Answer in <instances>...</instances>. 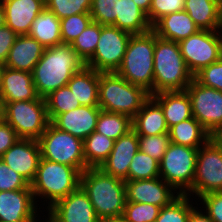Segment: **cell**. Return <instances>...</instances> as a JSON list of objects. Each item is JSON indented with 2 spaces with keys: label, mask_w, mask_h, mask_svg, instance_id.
I'll return each mask as SVG.
<instances>
[{
  "label": "cell",
  "mask_w": 222,
  "mask_h": 222,
  "mask_svg": "<svg viewBox=\"0 0 222 222\" xmlns=\"http://www.w3.org/2000/svg\"><path fill=\"white\" fill-rule=\"evenodd\" d=\"M92 21L90 13L76 14L60 19L62 43L71 44Z\"/></svg>",
  "instance_id": "obj_38"
},
{
  "label": "cell",
  "mask_w": 222,
  "mask_h": 222,
  "mask_svg": "<svg viewBox=\"0 0 222 222\" xmlns=\"http://www.w3.org/2000/svg\"><path fill=\"white\" fill-rule=\"evenodd\" d=\"M6 25L5 23V11L3 8L2 1L0 0V27Z\"/></svg>",
  "instance_id": "obj_52"
},
{
  "label": "cell",
  "mask_w": 222,
  "mask_h": 222,
  "mask_svg": "<svg viewBox=\"0 0 222 222\" xmlns=\"http://www.w3.org/2000/svg\"><path fill=\"white\" fill-rule=\"evenodd\" d=\"M5 23L18 36L28 35L34 19L45 8V0H1Z\"/></svg>",
  "instance_id": "obj_19"
},
{
  "label": "cell",
  "mask_w": 222,
  "mask_h": 222,
  "mask_svg": "<svg viewBox=\"0 0 222 222\" xmlns=\"http://www.w3.org/2000/svg\"><path fill=\"white\" fill-rule=\"evenodd\" d=\"M39 98L31 72L3 66L0 102L28 101Z\"/></svg>",
  "instance_id": "obj_21"
},
{
  "label": "cell",
  "mask_w": 222,
  "mask_h": 222,
  "mask_svg": "<svg viewBox=\"0 0 222 222\" xmlns=\"http://www.w3.org/2000/svg\"><path fill=\"white\" fill-rule=\"evenodd\" d=\"M151 97L161 106L168 128L193 117L191 100L186 90L164 91Z\"/></svg>",
  "instance_id": "obj_23"
},
{
  "label": "cell",
  "mask_w": 222,
  "mask_h": 222,
  "mask_svg": "<svg viewBox=\"0 0 222 222\" xmlns=\"http://www.w3.org/2000/svg\"><path fill=\"white\" fill-rule=\"evenodd\" d=\"M115 140L96 131L83 140V153L86 165L100 167L113 149Z\"/></svg>",
  "instance_id": "obj_31"
},
{
  "label": "cell",
  "mask_w": 222,
  "mask_h": 222,
  "mask_svg": "<svg viewBox=\"0 0 222 222\" xmlns=\"http://www.w3.org/2000/svg\"><path fill=\"white\" fill-rule=\"evenodd\" d=\"M31 189L30 183L0 159V191Z\"/></svg>",
  "instance_id": "obj_42"
},
{
  "label": "cell",
  "mask_w": 222,
  "mask_h": 222,
  "mask_svg": "<svg viewBox=\"0 0 222 222\" xmlns=\"http://www.w3.org/2000/svg\"><path fill=\"white\" fill-rule=\"evenodd\" d=\"M80 186L87 193L98 218L122 216L126 204L125 181L99 167L85 169Z\"/></svg>",
  "instance_id": "obj_2"
},
{
  "label": "cell",
  "mask_w": 222,
  "mask_h": 222,
  "mask_svg": "<svg viewBox=\"0 0 222 222\" xmlns=\"http://www.w3.org/2000/svg\"><path fill=\"white\" fill-rule=\"evenodd\" d=\"M97 222H125L123 216L117 217H101L97 219Z\"/></svg>",
  "instance_id": "obj_50"
},
{
  "label": "cell",
  "mask_w": 222,
  "mask_h": 222,
  "mask_svg": "<svg viewBox=\"0 0 222 222\" xmlns=\"http://www.w3.org/2000/svg\"><path fill=\"white\" fill-rule=\"evenodd\" d=\"M132 129L138 136L169 133L163 110L151 96L132 118Z\"/></svg>",
  "instance_id": "obj_24"
},
{
  "label": "cell",
  "mask_w": 222,
  "mask_h": 222,
  "mask_svg": "<svg viewBox=\"0 0 222 222\" xmlns=\"http://www.w3.org/2000/svg\"><path fill=\"white\" fill-rule=\"evenodd\" d=\"M185 90L191 100L192 116L212 135L222 124V92L195 79Z\"/></svg>",
  "instance_id": "obj_13"
},
{
  "label": "cell",
  "mask_w": 222,
  "mask_h": 222,
  "mask_svg": "<svg viewBox=\"0 0 222 222\" xmlns=\"http://www.w3.org/2000/svg\"><path fill=\"white\" fill-rule=\"evenodd\" d=\"M194 79L203 86L222 92V58L194 75Z\"/></svg>",
  "instance_id": "obj_43"
},
{
  "label": "cell",
  "mask_w": 222,
  "mask_h": 222,
  "mask_svg": "<svg viewBox=\"0 0 222 222\" xmlns=\"http://www.w3.org/2000/svg\"><path fill=\"white\" fill-rule=\"evenodd\" d=\"M211 138L217 143H222V124L211 135Z\"/></svg>",
  "instance_id": "obj_51"
},
{
  "label": "cell",
  "mask_w": 222,
  "mask_h": 222,
  "mask_svg": "<svg viewBox=\"0 0 222 222\" xmlns=\"http://www.w3.org/2000/svg\"><path fill=\"white\" fill-rule=\"evenodd\" d=\"M131 34L112 25H101V34L86 67L100 73L116 72L122 64Z\"/></svg>",
  "instance_id": "obj_11"
},
{
  "label": "cell",
  "mask_w": 222,
  "mask_h": 222,
  "mask_svg": "<svg viewBox=\"0 0 222 222\" xmlns=\"http://www.w3.org/2000/svg\"><path fill=\"white\" fill-rule=\"evenodd\" d=\"M155 32L131 35L121 66L116 73L153 95Z\"/></svg>",
  "instance_id": "obj_5"
},
{
  "label": "cell",
  "mask_w": 222,
  "mask_h": 222,
  "mask_svg": "<svg viewBox=\"0 0 222 222\" xmlns=\"http://www.w3.org/2000/svg\"><path fill=\"white\" fill-rule=\"evenodd\" d=\"M67 85L80 105L99 107V72L84 66Z\"/></svg>",
  "instance_id": "obj_27"
},
{
  "label": "cell",
  "mask_w": 222,
  "mask_h": 222,
  "mask_svg": "<svg viewBox=\"0 0 222 222\" xmlns=\"http://www.w3.org/2000/svg\"><path fill=\"white\" fill-rule=\"evenodd\" d=\"M184 6L185 0H152L147 17L153 26L163 16L183 11Z\"/></svg>",
  "instance_id": "obj_44"
},
{
  "label": "cell",
  "mask_w": 222,
  "mask_h": 222,
  "mask_svg": "<svg viewBox=\"0 0 222 222\" xmlns=\"http://www.w3.org/2000/svg\"><path fill=\"white\" fill-rule=\"evenodd\" d=\"M126 202L148 203L164 207L180 194L161 177L125 181Z\"/></svg>",
  "instance_id": "obj_14"
},
{
  "label": "cell",
  "mask_w": 222,
  "mask_h": 222,
  "mask_svg": "<svg viewBox=\"0 0 222 222\" xmlns=\"http://www.w3.org/2000/svg\"><path fill=\"white\" fill-rule=\"evenodd\" d=\"M181 54L193 76L222 58L221 39L216 31L199 30L178 42Z\"/></svg>",
  "instance_id": "obj_12"
},
{
  "label": "cell",
  "mask_w": 222,
  "mask_h": 222,
  "mask_svg": "<svg viewBox=\"0 0 222 222\" xmlns=\"http://www.w3.org/2000/svg\"><path fill=\"white\" fill-rule=\"evenodd\" d=\"M100 107L81 105L79 108L58 114L51 123L58 129L82 140L96 130Z\"/></svg>",
  "instance_id": "obj_20"
},
{
  "label": "cell",
  "mask_w": 222,
  "mask_h": 222,
  "mask_svg": "<svg viewBox=\"0 0 222 222\" xmlns=\"http://www.w3.org/2000/svg\"><path fill=\"white\" fill-rule=\"evenodd\" d=\"M133 1L147 15L149 14V10H150L151 4H152V0H133Z\"/></svg>",
  "instance_id": "obj_49"
},
{
  "label": "cell",
  "mask_w": 222,
  "mask_h": 222,
  "mask_svg": "<svg viewBox=\"0 0 222 222\" xmlns=\"http://www.w3.org/2000/svg\"><path fill=\"white\" fill-rule=\"evenodd\" d=\"M2 118L23 139L38 140L50 123L44 98L0 102Z\"/></svg>",
  "instance_id": "obj_7"
},
{
  "label": "cell",
  "mask_w": 222,
  "mask_h": 222,
  "mask_svg": "<svg viewBox=\"0 0 222 222\" xmlns=\"http://www.w3.org/2000/svg\"><path fill=\"white\" fill-rule=\"evenodd\" d=\"M170 142L199 149L210 138L211 134L192 117L169 128Z\"/></svg>",
  "instance_id": "obj_29"
},
{
  "label": "cell",
  "mask_w": 222,
  "mask_h": 222,
  "mask_svg": "<svg viewBox=\"0 0 222 222\" xmlns=\"http://www.w3.org/2000/svg\"><path fill=\"white\" fill-rule=\"evenodd\" d=\"M138 142L140 151L160 162L170 143L169 133L138 136Z\"/></svg>",
  "instance_id": "obj_41"
},
{
  "label": "cell",
  "mask_w": 222,
  "mask_h": 222,
  "mask_svg": "<svg viewBox=\"0 0 222 222\" xmlns=\"http://www.w3.org/2000/svg\"><path fill=\"white\" fill-rule=\"evenodd\" d=\"M80 176L81 173L72 166L40 158L37 174L30 184L36 204L40 197L43 199L40 203L48 204L47 211L80 186Z\"/></svg>",
  "instance_id": "obj_4"
},
{
  "label": "cell",
  "mask_w": 222,
  "mask_h": 222,
  "mask_svg": "<svg viewBox=\"0 0 222 222\" xmlns=\"http://www.w3.org/2000/svg\"><path fill=\"white\" fill-rule=\"evenodd\" d=\"M161 207L148 203L126 202L123 218L125 222H155Z\"/></svg>",
  "instance_id": "obj_39"
},
{
  "label": "cell",
  "mask_w": 222,
  "mask_h": 222,
  "mask_svg": "<svg viewBox=\"0 0 222 222\" xmlns=\"http://www.w3.org/2000/svg\"><path fill=\"white\" fill-rule=\"evenodd\" d=\"M218 33H219V36H220V39H221V48H222V22H221V25L219 27Z\"/></svg>",
  "instance_id": "obj_54"
},
{
  "label": "cell",
  "mask_w": 222,
  "mask_h": 222,
  "mask_svg": "<svg viewBox=\"0 0 222 222\" xmlns=\"http://www.w3.org/2000/svg\"><path fill=\"white\" fill-rule=\"evenodd\" d=\"M58 222H97V215L87 193L79 186L75 191L50 207Z\"/></svg>",
  "instance_id": "obj_16"
},
{
  "label": "cell",
  "mask_w": 222,
  "mask_h": 222,
  "mask_svg": "<svg viewBox=\"0 0 222 222\" xmlns=\"http://www.w3.org/2000/svg\"><path fill=\"white\" fill-rule=\"evenodd\" d=\"M150 93L133 85L116 72H99V107L101 110L128 115L131 119L150 98Z\"/></svg>",
  "instance_id": "obj_6"
},
{
  "label": "cell",
  "mask_w": 222,
  "mask_h": 222,
  "mask_svg": "<svg viewBox=\"0 0 222 222\" xmlns=\"http://www.w3.org/2000/svg\"><path fill=\"white\" fill-rule=\"evenodd\" d=\"M2 70H3V65L0 64V90H1Z\"/></svg>",
  "instance_id": "obj_55"
},
{
  "label": "cell",
  "mask_w": 222,
  "mask_h": 222,
  "mask_svg": "<svg viewBox=\"0 0 222 222\" xmlns=\"http://www.w3.org/2000/svg\"><path fill=\"white\" fill-rule=\"evenodd\" d=\"M131 129L132 119L128 115L101 110L95 131L117 140Z\"/></svg>",
  "instance_id": "obj_32"
},
{
  "label": "cell",
  "mask_w": 222,
  "mask_h": 222,
  "mask_svg": "<svg viewBox=\"0 0 222 222\" xmlns=\"http://www.w3.org/2000/svg\"><path fill=\"white\" fill-rule=\"evenodd\" d=\"M188 195H179L169 205L160 209L155 222H188L190 212L196 207Z\"/></svg>",
  "instance_id": "obj_36"
},
{
  "label": "cell",
  "mask_w": 222,
  "mask_h": 222,
  "mask_svg": "<svg viewBox=\"0 0 222 222\" xmlns=\"http://www.w3.org/2000/svg\"><path fill=\"white\" fill-rule=\"evenodd\" d=\"M18 35L8 26L0 27V64L4 66L11 47Z\"/></svg>",
  "instance_id": "obj_46"
},
{
  "label": "cell",
  "mask_w": 222,
  "mask_h": 222,
  "mask_svg": "<svg viewBox=\"0 0 222 222\" xmlns=\"http://www.w3.org/2000/svg\"><path fill=\"white\" fill-rule=\"evenodd\" d=\"M48 218L43 220V222H58L54 217L53 215H51L49 212H48ZM39 219L35 217V219L33 220V222H37ZM39 222H42V221H39Z\"/></svg>",
  "instance_id": "obj_53"
},
{
  "label": "cell",
  "mask_w": 222,
  "mask_h": 222,
  "mask_svg": "<svg viewBox=\"0 0 222 222\" xmlns=\"http://www.w3.org/2000/svg\"><path fill=\"white\" fill-rule=\"evenodd\" d=\"M204 206L202 208L213 222H222V191L210 192L197 198Z\"/></svg>",
  "instance_id": "obj_45"
},
{
  "label": "cell",
  "mask_w": 222,
  "mask_h": 222,
  "mask_svg": "<svg viewBox=\"0 0 222 222\" xmlns=\"http://www.w3.org/2000/svg\"><path fill=\"white\" fill-rule=\"evenodd\" d=\"M41 150L38 140L19 138L1 157L5 164L30 184L37 174Z\"/></svg>",
  "instance_id": "obj_15"
},
{
  "label": "cell",
  "mask_w": 222,
  "mask_h": 222,
  "mask_svg": "<svg viewBox=\"0 0 222 222\" xmlns=\"http://www.w3.org/2000/svg\"><path fill=\"white\" fill-rule=\"evenodd\" d=\"M101 34V25L91 22L86 29L70 44L77 56L86 63L94 54Z\"/></svg>",
  "instance_id": "obj_35"
},
{
  "label": "cell",
  "mask_w": 222,
  "mask_h": 222,
  "mask_svg": "<svg viewBox=\"0 0 222 222\" xmlns=\"http://www.w3.org/2000/svg\"><path fill=\"white\" fill-rule=\"evenodd\" d=\"M197 153V148L170 142L159 162L160 177L180 195H186L192 188Z\"/></svg>",
  "instance_id": "obj_8"
},
{
  "label": "cell",
  "mask_w": 222,
  "mask_h": 222,
  "mask_svg": "<svg viewBox=\"0 0 222 222\" xmlns=\"http://www.w3.org/2000/svg\"><path fill=\"white\" fill-rule=\"evenodd\" d=\"M118 14V0H92L90 16L100 25L115 26Z\"/></svg>",
  "instance_id": "obj_40"
},
{
  "label": "cell",
  "mask_w": 222,
  "mask_h": 222,
  "mask_svg": "<svg viewBox=\"0 0 222 222\" xmlns=\"http://www.w3.org/2000/svg\"><path fill=\"white\" fill-rule=\"evenodd\" d=\"M41 158L72 166L80 173L89 168L83 153V140L62 131L51 122L38 139Z\"/></svg>",
  "instance_id": "obj_9"
},
{
  "label": "cell",
  "mask_w": 222,
  "mask_h": 222,
  "mask_svg": "<svg viewBox=\"0 0 222 222\" xmlns=\"http://www.w3.org/2000/svg\"><path fill=\"white\" fill-rule=\"evenodd\" d=\"M37 209L31 189L0 191V222H33Z\"/></svg>",
  "instance_id": "obj_17"
},
{
  "label": "cell",
  "mask_w": 222,
  "mask_h": 222,
  "mask_svg": "<svg viewBox=\"0 0 222 222\" xmlns=\"http://www.w3.org/2000/svg\"><path fill=\"white\" fill-rule=\"evenodd\" d=\"M84 66L85 63L70 44L61 43L45 48L32 72L39 97L45 99L53 91L67 85Z\"/></svg>",
  "instance_id": "obj_1"
},
{
  "label": "cell",
  "mask_w": 222,
  "mask_h": 222,
  "mask_svg": "<svg viewBox=\"0 0 222 222\" xmlns=\"http://www.w3.org/2000/svg\"><path fill=\"white\" fill-rule=\"evenodd\" d=\"M45 101L50 122L58 114L68 112L81 106L68 85L53 91L45 98Z\"/></svg>",
  "instance_id": "obj_33"
},
{
  "label": "cell",
  "mask_w": 222,
  "mask_h": 222,
  "mask_svg": "<svg viewBox=\"0 0 222 222\" xmlns=\"http://www.w3.org/2000/svg\"><path fill=\"white\" fill-rule=\"evenodd\" d=\"M46 8L59 19L83 13H90L92 0H45Z\"/></svg>",
  "instance_id": "obj_37"
},
{
  "label": "cell",
  "mask_w": 222,
  "mask_h": 222,
  "mask_svg": "<svg viewBox=\"0 0 222 222\" xmlns=\"http://www.w3.org/2000/svg\"><path fill=\"white\" fill-rule=\"evenodd\" d=\"M153 70V94L183 91L194 79L184 61L178 42L161 38L156 33Z\"/></svg>",
  "instance_id": "obj_3"
},
{
  "label": "cell",
  "mask_w": 222,
  "mask_h": 222,
  "mask_svg": "<svg viewBox=\"0 0 222 222\" xmlns=\"http://www.w3.org/2000/svg\"><path fill=\"white\" fill-rule=\"evenodd\" d=\"M115 27L131 35L143 34L152 29L147 14L133 0H118Z\"/></svg>",
  "instance_id": "obj_28"
},
{
  "label": "cell",
  "mask_w": 222,
  "mask_h": 222,
  "mask_svg": "<svg viewBox=\"0 0 222 222\" xmlns=\"http://www.w3.org/2000/svg\"><path fill=\"white\" fill-rule=\"evenodd\" d=\"M19 139L15 130L3 119H0V157Z\"/></svg>",
  "instance_id": "obj_47"
},
{
  "label": "cell",
  "mask_w": 222,
  "mask_h": 222,
  "mask_svg": "<svg viewBox=\"0 0 222 222\" xmlns=\"http://www.w3.org/2000/svg\"><path fill=\"white\" fill-rule=\"evenodd\" d=\"M138 151V135L131 129L115 140L112 151L99 168L125 181L128 177L129 165Z\"/></svg>",
  "instance_id": "obj_18"
},
{
  "label": "cell",
  "mask_w": 222,
  "mask_h": 222,
  "mask_svg": "<svg viewBox=\"0 0 222 222\" xmlns=\"http://www.w3.org/2000/svg\"><path fill=\"white\" fill-rule=\"evenodd\" d=\"M221 191L222 144H219L210 138L198 149L195 178L192 188L186 195L191 197L195 194V197L199 198L210 192Z\"/></svg>",
  "instance_id": "obj_10"
},
{
  "label": "cell",
  "mask_w": 222,
  "mask_h": 222,
  "mask_svg": "<svg viewBox=\"0 0 222 222\" xmlns=\"http://www.w3.org/2000/svg\"><path fill=\"white\" fill-rule=\"evenodd\" d=\"M43 47H53L62 43L60 19L50 10L45 8L34 19L29 34Z\"/></svg>",
  "instance_id": "obj_30"
},
{
  "label": "cell",
  "mask_w": 222,
  "mask_h": 222,
  "mask_svg": "<svg viewBox=\"0 0 222 222\" xmlns=\"http://www.w3.org/2000/svg\"><path fill=\"white\" fill-rule=\"evenodd\" d=\"M45 47L30 35H19L9 51L5 67L33 72L34 66L41 59Z\"/></svg>",
  "instance_id": "obj_22"
},
{
  "label": "cell",
  "mask_w": 222,
  "mask_h": 222,
  "mask_svg": "<svg viewBox=\"0 0 222 222\" xmlns=\"http://www.w3.org/2000/svg\"><path fill=\"white\" fill-rule=\"evenodd\" d=\"M200 210V211H199ZM188 222H213L208 215L196 206L188 217Z\"/></svg>",
  "instance_id": "obj_48"
},
{
  "label": "cell",
  "mask_w": 222,
  "mask_h": 222,
  "mask_svg": "<svg viewBox=\"0 0 222 222\" xmlns=\"http://www.w3.org/2000/svg\"><path fill=\"white\" fill-rule=\"evenodd\" d=\"M152 30L161 38L179 42L200 29L188 13L183 10L163 16L152 26Z\"/></svg>",
  "instance_id": "obj_25"
},
{
  "label": "cell",
  "mask_w": 222,
  "mask_h": 222,
  "mask_svg": "<svg viewBox=\"0 0 222 222\" xmlns=\"http://www.w3.org/2000/svg\"><path fill=\"white\" fill-rule=\"evenodd\" d=\"M184 10L200 30H219L222 0H185Z\"/></svg>",
  "instance_id": "obj_26"
},
{
  "label": "cell",
  "mask_w": 222,
  "mask_h": 222,
  "mask_svg": "<svg viewBox=\"0 0 222 222\" xmlns=\"http://www.w3.org/2000/svg\"><path fill=\"white\" fill-rule=\"evenodd\" d=\"M157 177H160L159 161L139 150L129 165L128 177L125 181Z\"/></svg>",
  "instance_id": "obj_34"
}]
</instances>
